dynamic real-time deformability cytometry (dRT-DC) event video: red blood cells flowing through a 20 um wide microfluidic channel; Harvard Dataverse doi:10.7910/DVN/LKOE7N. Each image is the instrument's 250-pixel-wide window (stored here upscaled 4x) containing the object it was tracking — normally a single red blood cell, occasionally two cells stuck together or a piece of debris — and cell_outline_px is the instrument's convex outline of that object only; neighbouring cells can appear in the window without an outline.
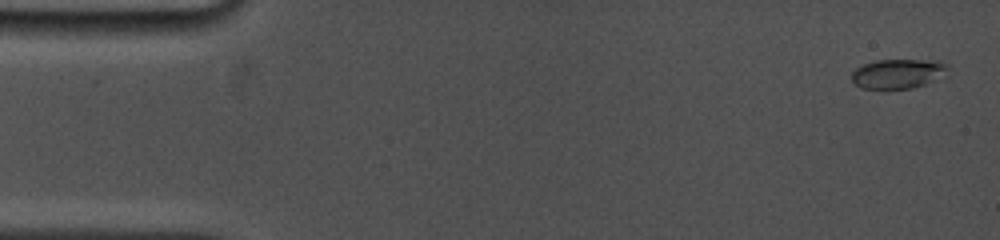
{"species": "common noctule bat (a hibernating species)", "species_latin": "Nyctalus noctula", "temperature_condition": "cold", "stored_images_in_passage": 67, "camera_frame_rate_fps": 5000, "um_per_image_px": 0.085, "animal": {"sex": "female", "body_mass_g": 19.0, "forearm_length_mm": 53.3}, "frame": {"image": 1, "passage_image": 2, "time_ms": 0.4, "image_size_px": [1000, 240], "cell_outline_px": [[948, 76], [912, 88], [864, 88], [856, 84], [852, 80], [852, 72], [856, 68], [864, 64], [876, 60], [940, 60], [948, 64]], "centroid_in_image_um": [76.42, 6.24], "position_along_channel_um": 8.6, "area_um2": 16.65}}
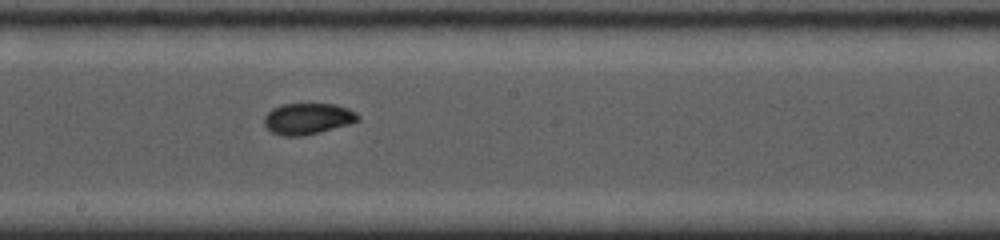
{"frame": {"image": 2, "passage_image": 26, "time_ms": 9.2, "image_size_px": [1000, 240], "cell_outline_px": [[360, 120], [348, 124], [320, 132], [304, 136], [284, 136], [272, 132], [264, 124], [264, 116], [272, 108], [284, 104], [336, 104], [348, 108], [356, 112], [360, 116]], "centroid_in_image_um": [26.17, 10.09], "position_along_channel_um": 222.0, "area_um2": 17.05}}
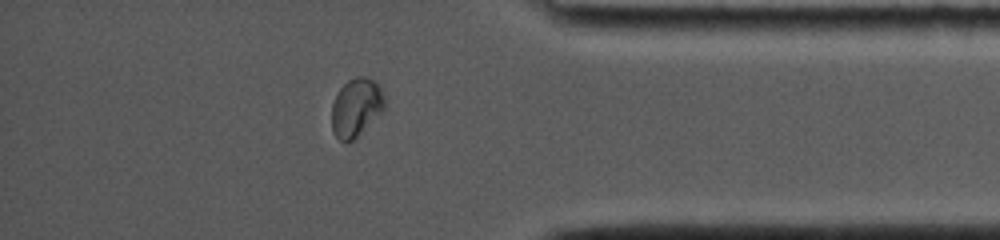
{"frame": {"image": 3, "passage_image": 54, "time_ms": 14.2, "image_size_px": [1000, 240], "cell_outline_px": [[384, 108], [352, 140], [344, 144], [332, 132], [332, 104], [340, 88], [348, 80], [356, 76], [364, 76], [372, 80], [380, 88], [384, 96]], "centroid_in_image_um": [30.23, 9.12], "position_along_channel_um": 405.0, "area_um2": 17.51}, "authors_computed_cell_mechanics": {"area_um2": 17.2244, "velocity_mm_per_s": 3.8405, "shape_relaxation_time_tau1_ms": 7.2045, "shape_relaxation_time_tau2_ms": null, "deformation_change_tau1": 0.1935, "deformation_change_tau2": null}}